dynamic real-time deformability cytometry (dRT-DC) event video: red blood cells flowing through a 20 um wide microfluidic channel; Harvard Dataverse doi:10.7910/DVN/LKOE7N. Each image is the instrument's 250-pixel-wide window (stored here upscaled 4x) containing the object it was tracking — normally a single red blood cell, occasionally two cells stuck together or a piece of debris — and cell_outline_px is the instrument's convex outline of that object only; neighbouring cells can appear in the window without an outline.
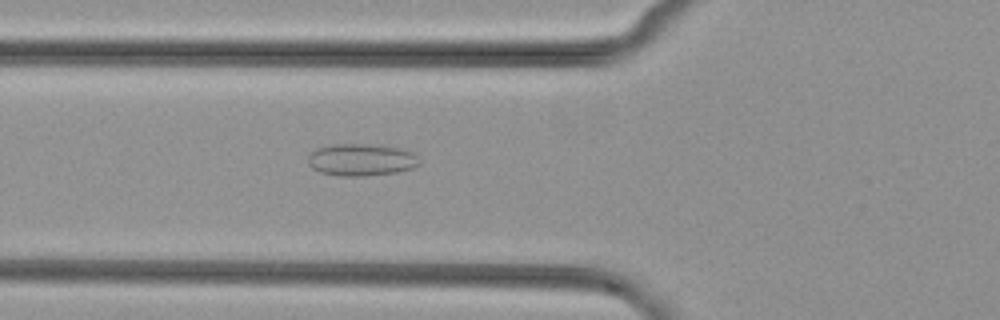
{"species": "common noctule bat (a hibernating species)", "species_latin": "Nyctalus noctula", "temperature_condition": "cold", "stored_images_in_passage": 41, "camera_frame_rate_fps": 3000, "um_per_image_px": 0.085, "animal": {"sex": "female", "body_mass_g": 29.2, "forearm_length_mm": 56.3}, "frame": {"image": 1, "passage_image": 9, "time_ms": 2.667, "image_size_px": [1000, 320], "cell_outline_px": [[420, 164], [412, 168], [396, 172], [364, 176], [340, 176], [320, 172], [312, 168], [308, 164], [308, 156], [316, 148], [332, 144], [372, 144], [400, 148], [412, 152], [420, 160]], "centroid_in_image_um": [30.69, 13.58], "position_along_channel_um": 95.1, "area_um2": 20.92}}
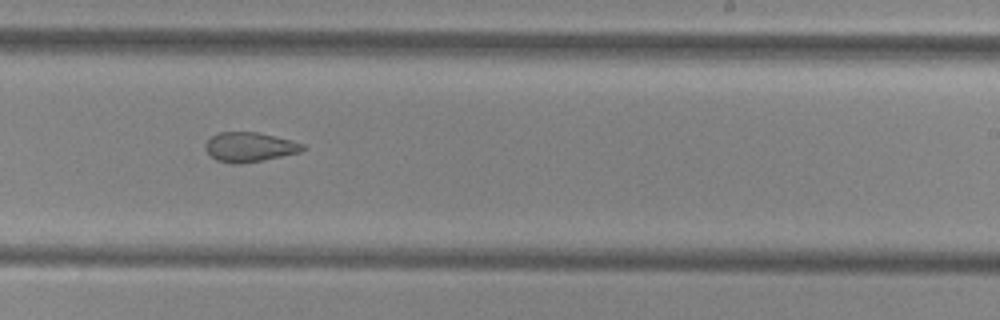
{"frame": {"image": 2, "passage_image": 22, "time_ms": 7.0, "image_size_px": [1000, 320], "cell_outline_px": [[304, 148], [300, 152], [264, 160], [240, 164], [232, 164], [216, 160], [204, 148], [204, 144], [212, 136], [220, 132], [256, 132], [292, 140], [304, 144]], "centroid_in_image_um": [21.2, 12.5], "position_along_channel_um": 267.8, "area_um2": 16.7}}
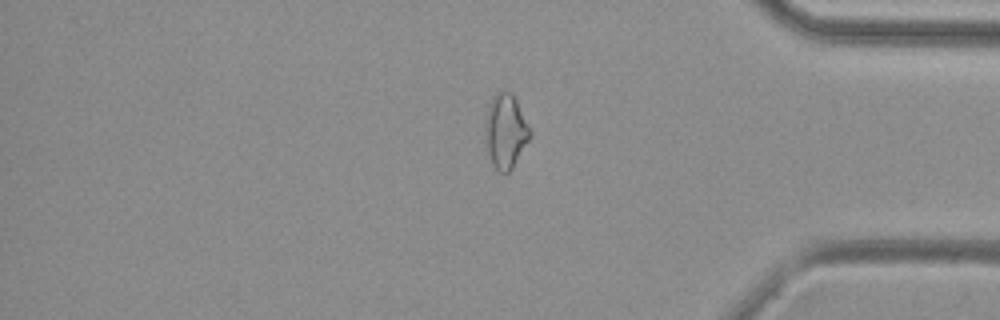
{"frame": {"image": 3, "passage_image": 33, "time_ms": 10.667, "image_size_px": [1000, 320], "cell_outline_px": [[532, 136], [512, 168], [504, 176], [492, 164], [488, 148], [484, 124], [488, 104], [492, 96], [496, 92], [504, 88], [512, 92], [532, 132]], "centroid_in_image_um": [42.98, 11.1], "position_along_channel_um": 392.2, "area_um2": 19.59}}